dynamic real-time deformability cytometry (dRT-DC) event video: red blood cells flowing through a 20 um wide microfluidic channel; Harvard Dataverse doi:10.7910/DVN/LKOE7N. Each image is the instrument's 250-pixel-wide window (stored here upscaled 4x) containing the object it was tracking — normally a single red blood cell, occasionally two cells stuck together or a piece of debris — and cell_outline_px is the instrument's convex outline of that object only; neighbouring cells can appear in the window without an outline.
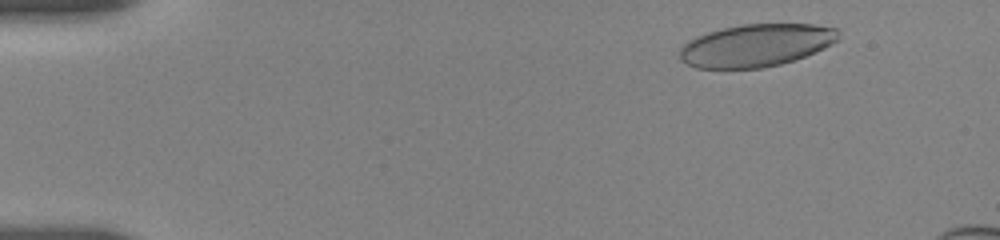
{"species": "human", "species_latin": "Homo sapiens", "temperature_condition": "room temperature", "stored_images_in_passage": 32, "camera_frame_rate_fps": 3000, "um_per_image_px": 0.085, "donor": {"sex": "female"}, "frame": {"image": 1, "passage_image": 5, "time_ms": 1.0, "image_size_px": [1000, 240], "cell_outline_px": [[840, 40], [824, 48], [804, 56], [780, 64], [764, 68], [696, 68], [680, 60], [680, 48], [688, 40], [696, 36], [708, 32], [740, 24], [812, 24], [836, 28], [840, 32]], "centroid_in_image_um": [64.28, 3.85], "position_along_channel_um": 20.7, "area_um2": 39.42}}
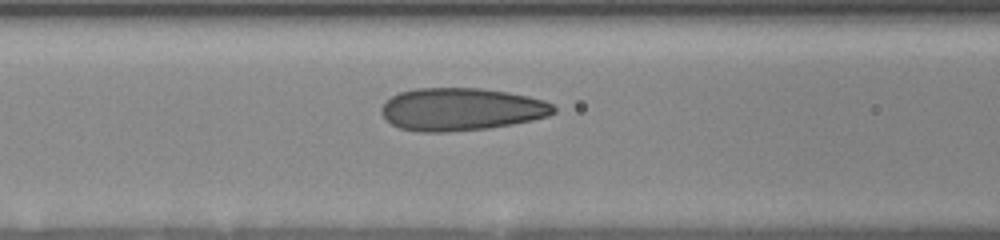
{"frame": {"image": 2, "passage_image": 20, "time_ms": 6.667, "image_size_px": [1000, 240], "cell_outline_px": [[556, 112], [548, 116], [532, 120], [512, 124], [488, 128], [448, 132], [420, 132], [400, 128], [392, 124], [380, 112], [380, 108], [384, 100], [400, 92], [416, 88], [480, 88], [508, 92], [528, 96], [544, 100], [552, 104], [556, 108]], "centroid_in_image_um": [39.19, 9.28], "position_along_channel_um": 127.4, "area_um2": 43.0}}
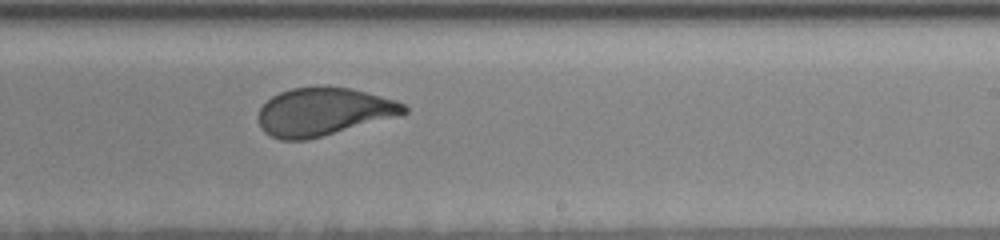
{"frame": {"image": 3, "passage_image": 31, "time_ms": 10.333, "image_size_px": [1000, 240], "cell_outline_px": [[408, 112], [308, 140], [280, 140], [264, 132], [260, 128], [260, 108], [272, 96], [280, 92], [292, 88], [324, 84], [352, 88], [392, 100], [404, 104], [408, 108]], "centroid_in_image_um": [27.44, 9.47], "position_along_channel_um": 261.6, "area_um2": 40.4}}